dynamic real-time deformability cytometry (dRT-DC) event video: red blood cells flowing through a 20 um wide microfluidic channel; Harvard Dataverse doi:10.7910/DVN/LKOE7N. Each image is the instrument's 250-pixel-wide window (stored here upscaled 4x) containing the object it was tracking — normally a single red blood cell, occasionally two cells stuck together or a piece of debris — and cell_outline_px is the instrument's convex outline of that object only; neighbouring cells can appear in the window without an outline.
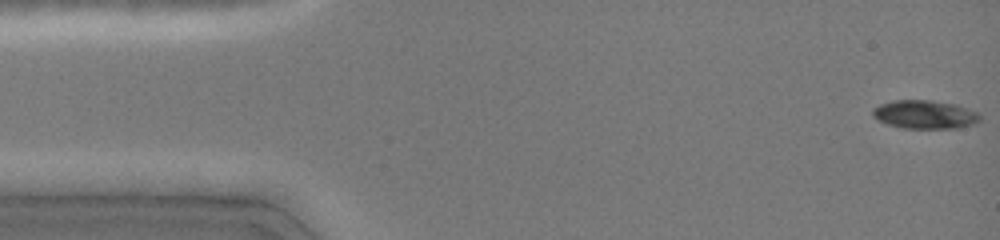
{"species": "common noctule bat (a hibernating species)", "species_latin": "Nyctalus noctula", "temperature_condition": "cold", "stored_images_in_passage": 62, "camera_frame_rate_fps": 3000, "um_per_image_px": 0.085, "animal": {"sex": "female", "body_mass_g": 19.0, "forearm_length_mm": 51.5}, "frame": {"image": 1, "passage_image": 1, "time_ms": 0.0, "image_size_px": [1000, 240], "cell_outline_px": [[980, 120], [972, 124], [956, 128], [900, 128], [888, 124], [872, 116], [872, 108], [880, 104], [892, 100], [932, 100], [956, 104], [968, 108], [976, 112], [980, 116]], "centroid_in_image_um": [78.58, 9.72], "position_along_channel_um": 6.4, "area_um2": 17.8}}
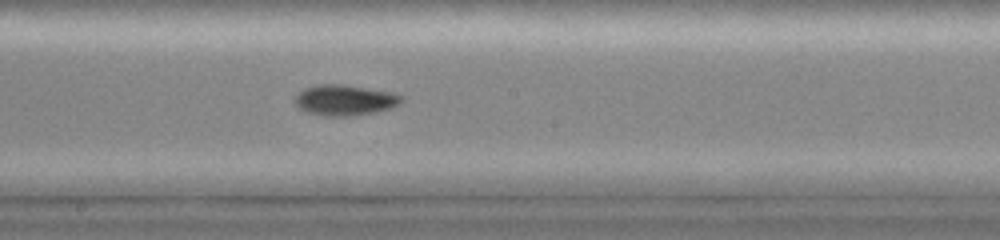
{"frame": {"image": 2, "passage_image": 33, "time_ms": 8.0, "image_size_px": [1000, 240], "cell_outline_px": [[404, 100], [400, 104], [392, 108], [376, 112], [352, 116], [320, 116], [308, 112], [300, 108], [292, 100], [304, 88], [320, 84], [340, 84], [392, 92], [404, 96]], "centroid_in_image_um": [29.34, 8.52], "position_along_channel_um": 218.9, "area_um2": 19.19}}
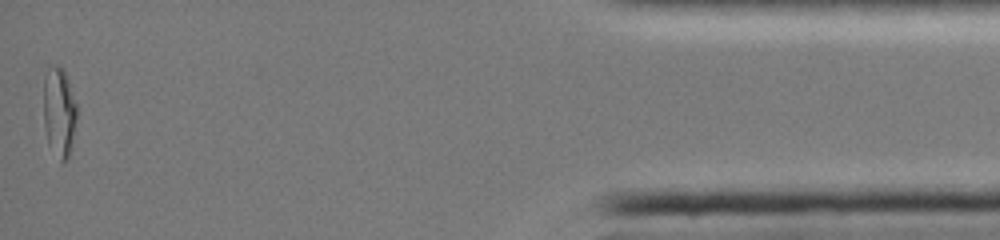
{"frame": {"image": 3, "passage_image": 62, "time_ms": 15.0, "image_size_px": [1000, 240], "cell_outline_px": [[76, 116], [68, 156], [60, 164], [48, 144], [44, 128], [44, 76], [48, 68], [52, 64], [56, 64], [64, 68], [76, 104]], "centroid_in_image_um": [4.99, 9.48], "position_along_channel_um": 430.2, "area_um2": 17.28}, "authors_computed_cell_mechanics": {"area_um2": 17.4267, "velocity_mm_per_s": 4.1311, "shape_relaxation_time_tau1_ms": 6.5619, "shape_relaxation_time_tau2_ms": null, "deformation_change_tau1": 0.1984, "deformation_change_tau2": null}}